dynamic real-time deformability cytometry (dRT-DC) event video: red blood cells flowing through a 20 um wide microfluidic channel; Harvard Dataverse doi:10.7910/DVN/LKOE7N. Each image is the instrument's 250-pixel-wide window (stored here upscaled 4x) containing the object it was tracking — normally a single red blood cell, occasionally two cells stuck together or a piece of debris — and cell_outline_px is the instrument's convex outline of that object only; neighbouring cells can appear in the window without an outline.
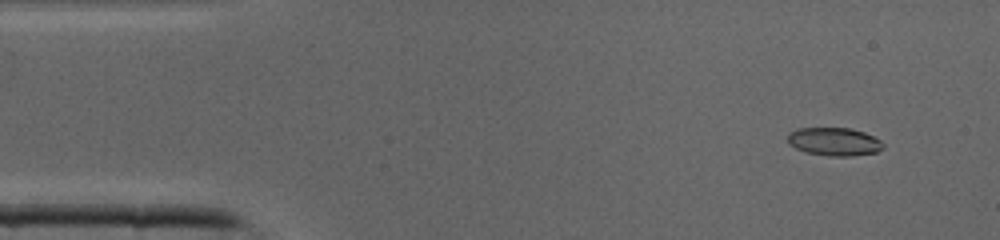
{"species": "common noctule bat (a hibernating species)", "species_latin": "Nyctalus noctula", "temperature_condition": "cold", "stored_images_in_passage": 41, "camera_frame_rate_fps": 3000, "um_per_image_px": 0.085, "animal": {"sex": "male", "body_mass_g": 19.0, "forearm_length_mm": 50.8}, "frame": {"image": 1, "passage_image": 3, "time_ms": 0.667, "image_size_px": [1000, 240], "cell_outline_px": [[884, 148], [876, 152], [852, 156], [828, 156], [808, 152], [796, 148], [788, 144], [788, 132], [796, 128], [852, 128], [864, 132], [880, 140], [884, 144]], "centroid_in_image_um": [70.9, 12.03], "position_along_channel_um": 14.1, "area_um2": 15.72}}
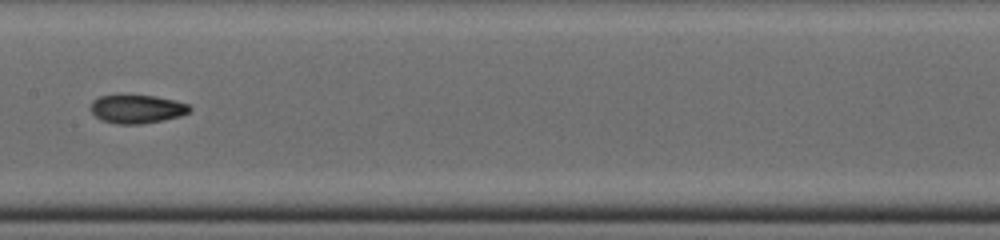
{"frame": {"image": 2, "passage_image": 20, "time_ms": 6.333, "image_size_px": [1000, 240], "cell_outline_px": [[192, 108], [188, 112], [180, 116], [164, 120], [140, 124], [116, 124], [100, 120], [92, 112], [92, 100], [100, 96], [156, 96], [176, 100], [188, 104]], "centroid_in_image_um": [11.67, 9.28], "position_along_channel_um": 195.7, "area_um2": 16.3}}
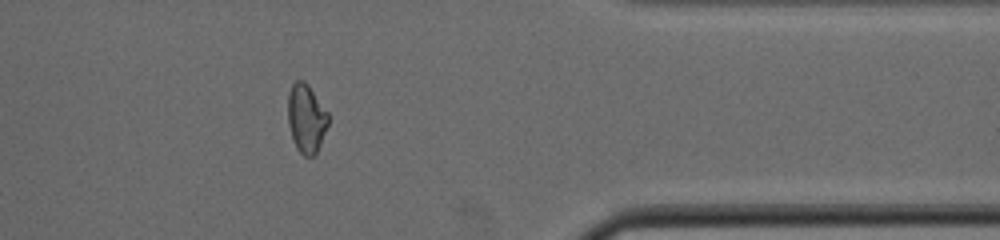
{"frame": {"image": 3, "passage_image": 33, "time_ms": 10.667, "image_size_px": [1000, 240], "cell_outline_px": [[328, 124], [320, 144], [316, 152], [312, 156], [304, 156], [296, 148], [292, 140], [288, 124], [288, 92], [292, 84], [296, 80], [304, 80], [308, 84], [328, 112]], "centroid_in_image_um": [26.01, 10.04], "position_along_channel_um": 385.4, "area_um2": 16.18}}